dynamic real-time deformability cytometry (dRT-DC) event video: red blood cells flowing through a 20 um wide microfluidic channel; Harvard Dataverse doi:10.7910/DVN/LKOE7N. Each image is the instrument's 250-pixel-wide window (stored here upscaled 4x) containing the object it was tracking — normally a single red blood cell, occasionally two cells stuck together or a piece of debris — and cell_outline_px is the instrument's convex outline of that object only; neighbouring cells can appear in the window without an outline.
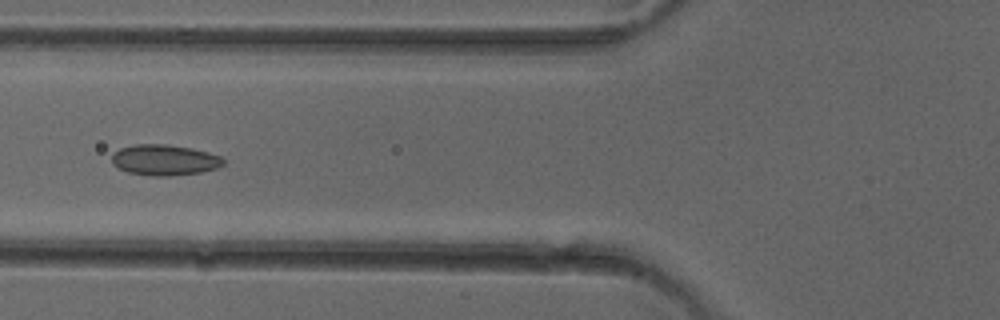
{"species": "common noctule bat (a hibernating species)", "species_latin": "Nyctalus noctula", "temperature_condition": "cold", "stored_images_in_passage": 38, "camera_frame_rate_fps": 3000, "um_per_image_px": 0.085, "animal": {"sex": "female"}, "frame": {"image": 1, "passage_image": 7, "time_ms": 2.0, "image_size_px": [1000, 320], "cell_outline_px": [[224, 164], [216, 168], [200, 172], [168, 176], [152, 176], [128, 172], [112, 164], [112, 152], [120, 148], [136, 144], [168, 144], [192, 148], [208, 152], [220, 156], [224, 160]], "centroid_in_image_um": [13.96, 13.59], "position_along_channel_um": 111.8, "area_um2": 20.0}}
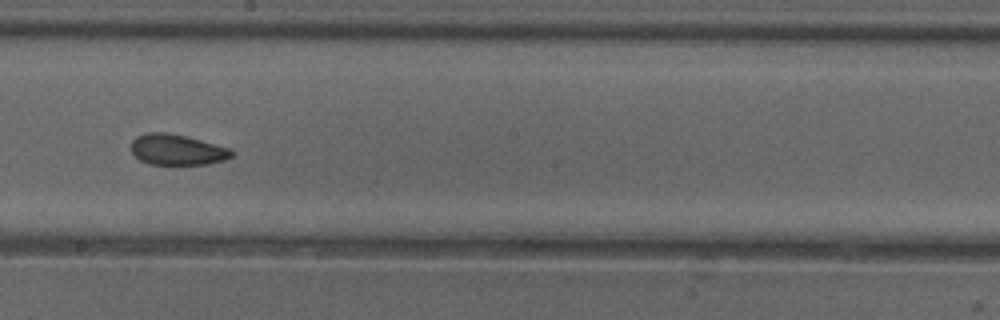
{"frame": {"image": 2, "passage_image": 16, "time_ms": 5.0, "image_size_px": [1000, 320], "cell_outline_px": [[236, 152], [232, 156], [224, 160], [208, 164], [148, 164], [140, 160], [132, 152], [132, 140], [136, 136], [148, 132], [164, 132], [184, 136], [232, 148]], "centroid_in_image_um": [15.08, 12.72], "position_along_channel_um": 233.1, "area_um2": 17.98}}
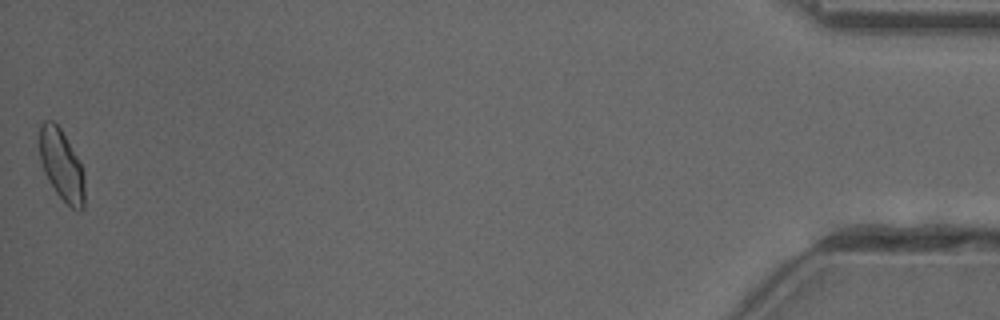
{"frame": {"image": 3, "passage_image": 38, "time_ms": 12.333, "image_size_px": [1000, 320], "cell_outline_px": [[84, 208], [80, 212], [72, 208], [56, 192], [48, 180], [44, 172], [40, 160], [40, 124], [44, 120], [52, 120], [60, 128], [76, 156], [84, 172]], "centroid_in_image_um": [5.23, 14.05], "position_along_channel_um": 430.0, "area_um2": 18.44}, "authors_computed_cell_mechanics": {"area_um2": 18.4671, "velocity_mm_per_s": 4.0447, "shape_relaxation_time_tau1_ms": 6.5509, "shape_relaxation_time_tau2_ms": 2.4716, "deformation_change_tau1": 0.1128, "deformation_change_tau2": 0.0694}}